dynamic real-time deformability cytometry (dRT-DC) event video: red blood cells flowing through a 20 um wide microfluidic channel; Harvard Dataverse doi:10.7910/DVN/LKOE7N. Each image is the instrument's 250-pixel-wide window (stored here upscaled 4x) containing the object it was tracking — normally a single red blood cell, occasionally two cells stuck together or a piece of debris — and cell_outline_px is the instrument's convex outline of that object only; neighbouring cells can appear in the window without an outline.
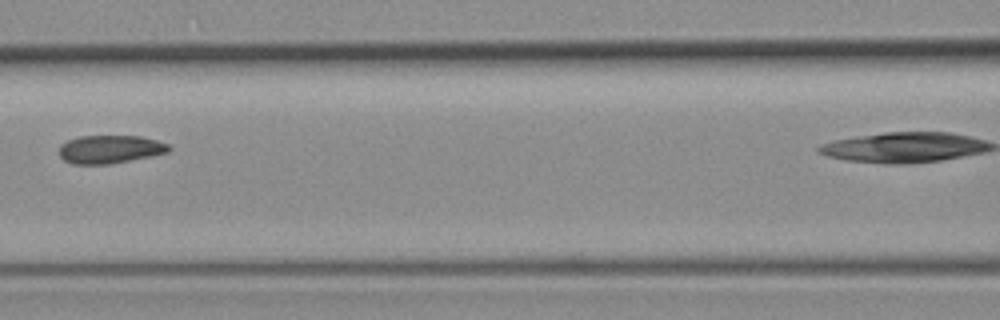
{"species": "common noctule bat (a hibernating species)", "species_latin": "Nyctalus noctula", "temperature_condition": "room temperature", "stored_images_in_passage": 8, "segment_of_instrument_passage": [1, 2], "camera_frame_rate_fps": 3000, "um_per_image_px": 0.085, "animal": {"sex": "female", "body_mass_g": 19.3, "forearm_length_mm": 54.1}, "frame": {"image": 1, "passage_image": 4, "time_ms": 3.667, "image_size_px": [1000, 320], "cell_outline_px": [[172, 148], [168, 152], [152, 156], [108, 164], [72, 164], [64, 160], [60, 156], [60, 144], [68, 140], [80, 136], [140, 136], [156, 140], [168, 144]], "centroid_in_image_um": [9.35, 12.68], "position_along_channel_um": 157.2, "area_um2": 17.98}}
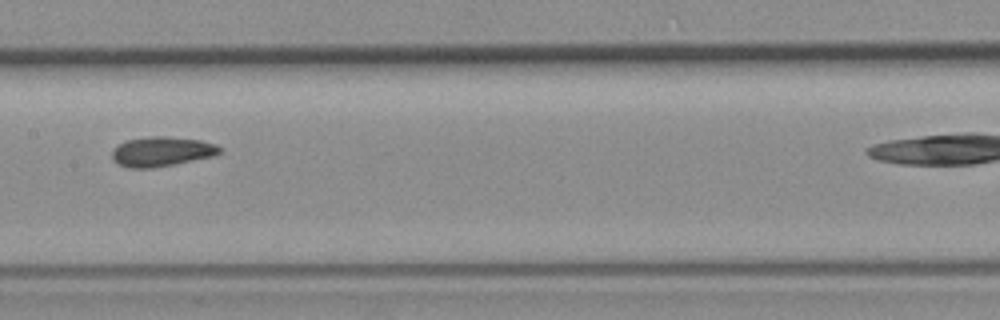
{"frame": {"image": 2, "passage_image": 5, "time_ms": 4.667, "image_size_px": [1000, 320], "cell_outline_px": [[224, 148], [216, 156], [152, 168], [128, 168], [112, 160], [112, 152], [124, 140], [148, 136], [168, 136], [200, 140], [216, 144]], "centroid_in_image_um": [13.78, 12.87], "position_along_channel_um": 193.6, "area_um2": 18.79}}
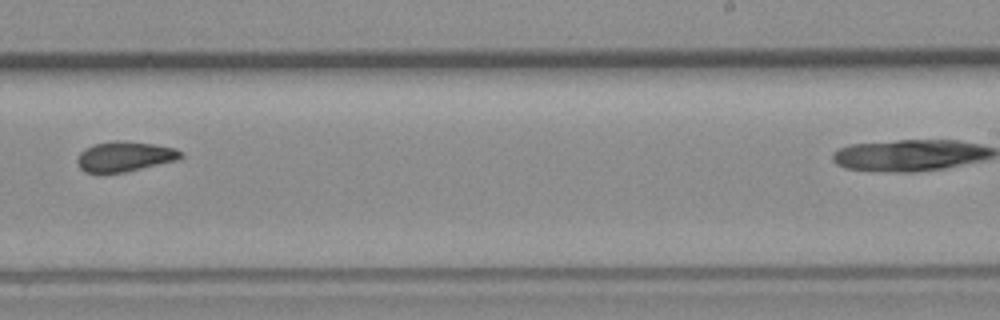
{"frame": {"image": 3, "passage_image": 7, "time_ms": 7.0, "image_size_px": [1000, 320], "cell_outline_px": [[184, 156], [180, 160], [124, 172], [84, 172], [80, 168], [76, 160], [80, 152], [84, 148], [92, 144], [112, 140], [124, 140], [152, 144], [176, 148], [184, 152]], "centroid_in_image_um": [10.63, 13.28], "position_along_channel_um": 278.4, "area_um2": 18.44}}